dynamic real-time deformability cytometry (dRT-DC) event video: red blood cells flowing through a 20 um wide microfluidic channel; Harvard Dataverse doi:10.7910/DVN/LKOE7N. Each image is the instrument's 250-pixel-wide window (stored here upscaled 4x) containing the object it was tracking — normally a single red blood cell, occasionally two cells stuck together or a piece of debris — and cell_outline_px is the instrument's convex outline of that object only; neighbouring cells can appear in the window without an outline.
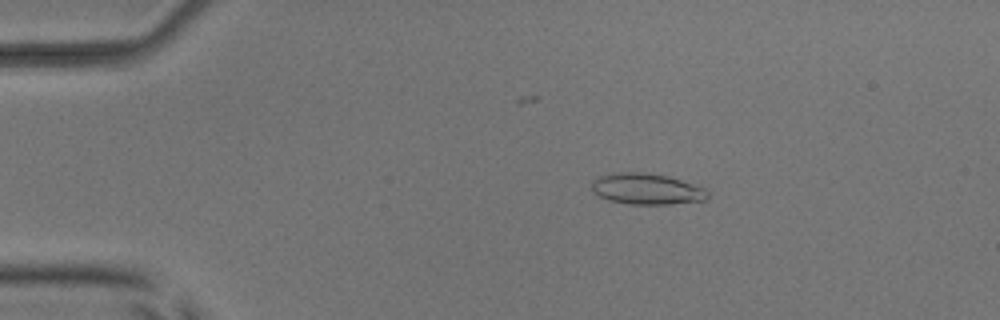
{"species": "common noctule bat (a hibernating species)", "species_latin": "Nyctalus noctula", "temperature_condition": "room temperature", "stored_images_in_passage": 3, "camera_frame_rate_fps": 3000, "um_per_image_px": 0.085, "animal": {"sex": "male", "body_mass_g": 17.9, "forearm_length_mm": 54.2}, "frame": {"image": 1, "passage_image": 2, "time_ms": 1.0, "image_size_px": [1000, 320], "cell_outline_px": [[708, 196], [704, 200], [672, 204], [628, 204], [608, 200], [592, 192], [592, 180], [596, 176], [612, 172], [644, 172], [668, 176], [708, 188]], "centroid_in_image_um": [54.95, 16.05], "position_along_channel_um": 30.1, "area_um2": 21.33}}